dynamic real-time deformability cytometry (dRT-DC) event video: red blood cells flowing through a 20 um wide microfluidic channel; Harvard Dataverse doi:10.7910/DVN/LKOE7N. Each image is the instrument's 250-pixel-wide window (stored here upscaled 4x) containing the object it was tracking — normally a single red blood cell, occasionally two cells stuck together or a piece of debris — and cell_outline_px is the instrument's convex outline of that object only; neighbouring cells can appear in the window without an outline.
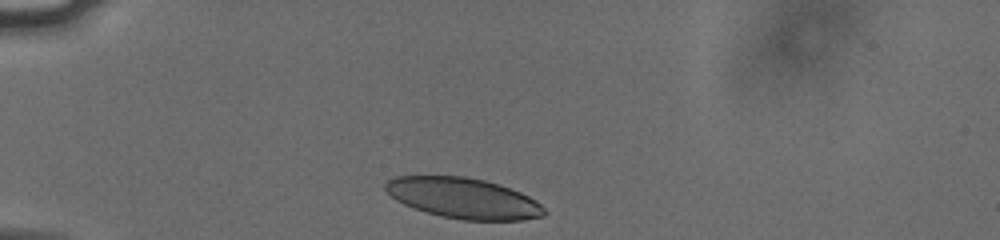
{"species": "human", "species_latin": "Homo sapiens", "temperature_condition": "cold", "stored_images_in_passage": 32, "camera_frame_rate_fps": 3000, "um_per_image_px": 0.085, "donor": {"sex": "male"}, "frame": {"image": 1, "passage_image": 1, "time_ms": 0.0, "image_size_px": [1000, 240], "cell_outline_px": [[548, 212], [544, 216], [524, 220], [460, 220], [440, 216], [404, 204], [396, 200], [384, 188], [384, 184], [388, 180], [396, 176], [464, 176], [484, 180], [520, 192], [536, 200]], "centroid_in_image_um": [39.4, 16.85], "position_along_channel_um": 45.6, "area_um2": 37.4}}
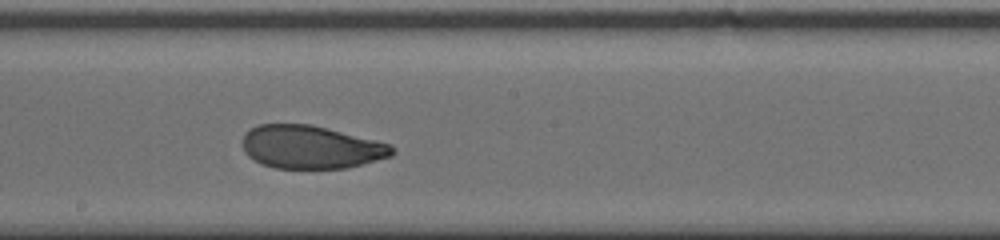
{"frame": {"image": 2, "passage_image": 18, "time_ms": 5.667, "image_size_px": [1000, 240], "cell_outline_px": [[396, 152], [392, 156], [348, 168], [276, 168], [260, 164], [248, 156], [244, 152], [240, 144], [240, 140], [244, 132], [260, 124], [312, 124], [328, 128], [388, 144], [396, 148]], "centroid_in_image_um": [26.37, 12.5], "position_along_channel_um": 221.8, "area_um2": 37.86}}
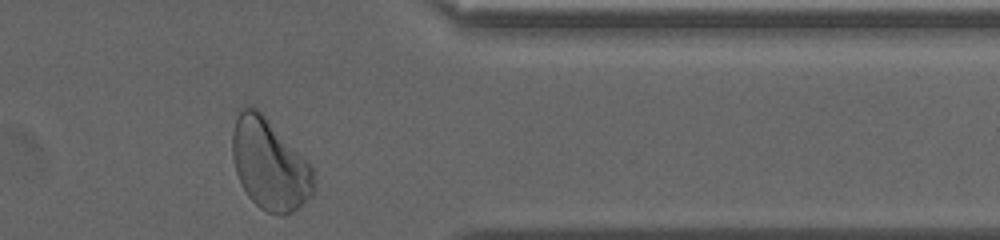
{"frame": {"image": 3, "passage_image": 32, "time_ms": 10.333, "image_size_px": [1000, 240], "cell_outline_px": [[316, 188], [312, 196], [292, 212], [284, 216], [280, 216], [268, 212], [260, 208], [248, 196], [236, 172], [232, 156], [232, 132], [236, 120], [244, 104], [248, 104], [256, 108], [312, 164]], "centroid_in_image_um": [22.94, 14.0], "position_along_channel_um": 388.5, "area_um2": 43.18}, "authors_computed_cell_mechanics": {"area_um2": 38.6393, "velocity_mm_per_s": 3.758, "shape_relaxation_time_tau1_ms": 6.3987, "shape_relaxation_time_tau2_ms": 1.2508, "deformation_change_tau1": 0.1861, "deformation_change_tau2": 0.0575}}